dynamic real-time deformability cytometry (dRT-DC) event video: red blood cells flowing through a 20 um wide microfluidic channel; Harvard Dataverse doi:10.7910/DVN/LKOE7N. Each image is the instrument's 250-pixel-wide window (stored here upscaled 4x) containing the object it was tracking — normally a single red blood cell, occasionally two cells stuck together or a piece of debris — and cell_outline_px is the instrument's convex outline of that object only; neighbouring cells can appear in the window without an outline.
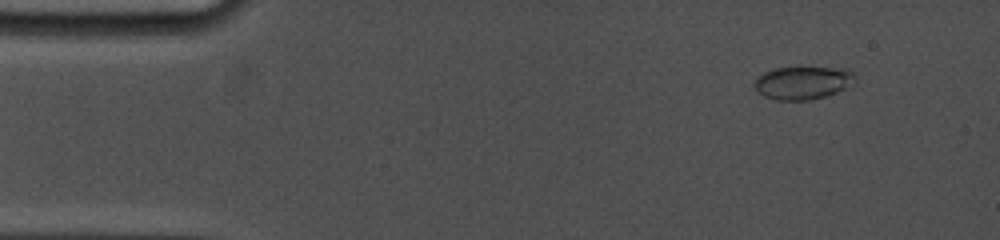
{"species": "common noctule bat (a hibernating species)", "species_latin": "Nyctalus noctula", "temperature_condition": "cold", "stored_images_in_passage": 25, "camera_frame_rate_fps": 5000, "um_per_image_px": 0.085, "animal": {"sex": "female", "body_mass_g": 19.0, "forearm_length_mm": 53.3}, "frame": {"image": 1, "passage_image": 4, "time_ms": 1.6, "image_size_px": [1000, 240], "cell_outline_px": [[856, 80], [852, 88], [824, 96], [808, 100], [776, 100], [764, 96], [756, 88], [756, 80], [764, 72], [776, 68], [848, 68], [856, 76]], "centroid_in_image_um": [68.35, 7.04], "position_along_channel_um": 16.6, "area_um2": 19.31}}
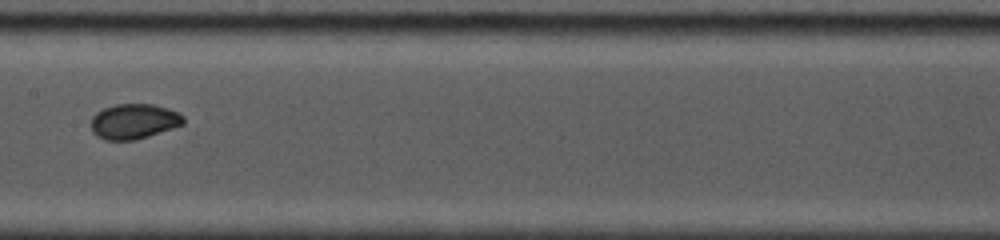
{"frame": {"image": 2, "passage_image": 14, "time_ms": 8.6, "image_size_px": [1000, 240], "cell_outline_px": [[184, 124], [136, 140], [104, 140], [96, 136], [92, 132], [92, 116], [96, 112], [104, 108], [116, 104], [152, 104], [168, 108], [184, 116]], "centroid_in_image_um": [11.36, 10.32], "position_along_channel_um": 196.0, "area_um2": 18.9}}
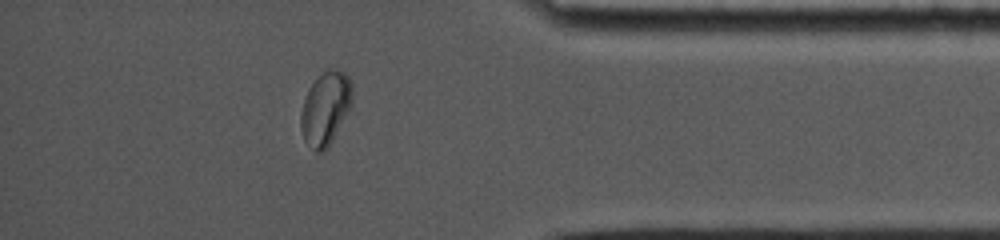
{"frame": {"image": 3, "passage_image": 22, "time_ms": 14.4, "image_size_px": [1000, 240], "cell_outline_px": [[352, 108], [328, 148], [320, 152], [316, 152], [304, 140], [300, 128], [300, 112], [308, 88], [328, 68], [336, 68], [344, 72], [348, 76], [352, 84]], "centroid_in_image_um": [27.69, 9.22], "position_along_channel_um": 407.5, "area_um2": 22.31}}